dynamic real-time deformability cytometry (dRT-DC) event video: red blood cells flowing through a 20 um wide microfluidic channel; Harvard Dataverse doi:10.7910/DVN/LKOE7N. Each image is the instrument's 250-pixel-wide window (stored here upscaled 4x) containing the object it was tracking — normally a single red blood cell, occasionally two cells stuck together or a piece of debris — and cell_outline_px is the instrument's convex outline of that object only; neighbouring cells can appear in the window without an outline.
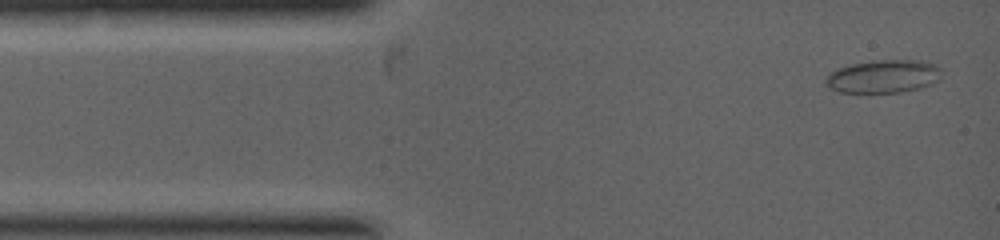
{"species": "common noctule bat (a hibernating species)", "species_latin": "Nyctalus noctula", "temperature_condition": "warm", "stored_images_in_passage": 5, "camera_frame_rate_fps": 5000, "um_per_image_px": 0.085, "animal": {"sex": "female", "body_mass_g": 19.0, "forearm_length_mm": 53.3}, "frame": {"image": 1, "passage_image": 1, "time_ms": 0.0, "image_size_px": [1000, 240], "cell_outline_px": [[940, 80], [932, 84], [920, 88], [900, 92], [840, 92], [824, 84], [824, 80], [828, 72], [852, 64], [880, 60], [920, 60], [932, 64], [940, 68]], "centroid_in_image_um": [75.08, 6.5], "position_along_channel_um": 9.9, "area_um2": 22.2}}
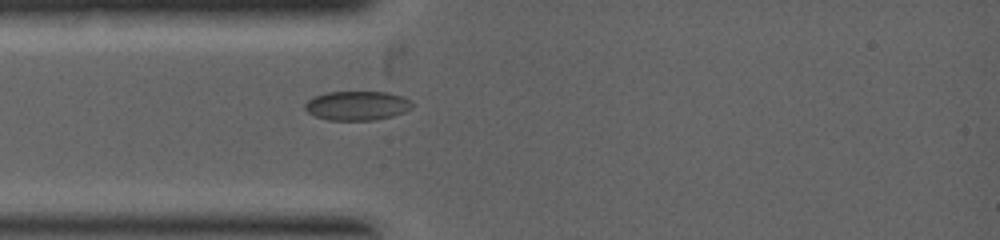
{"frame": {"image": 2, "passage_image": 5, "time_ms": 1.6, "image_size_px": [1000, 240], "cell_outline_px": [[412, 108], [404, 112], [392, 116], [376, 120], [328, 120], [316, 116], [308, 112], [304, 108], [304, 104], [312, 96], [328, 92], [388, 92], [404, 96], [412, 104]], "centroid_in_image_um": [30.34, 8.98], "position_along_channel_um": 54.7, "area_um2": 18.32}}